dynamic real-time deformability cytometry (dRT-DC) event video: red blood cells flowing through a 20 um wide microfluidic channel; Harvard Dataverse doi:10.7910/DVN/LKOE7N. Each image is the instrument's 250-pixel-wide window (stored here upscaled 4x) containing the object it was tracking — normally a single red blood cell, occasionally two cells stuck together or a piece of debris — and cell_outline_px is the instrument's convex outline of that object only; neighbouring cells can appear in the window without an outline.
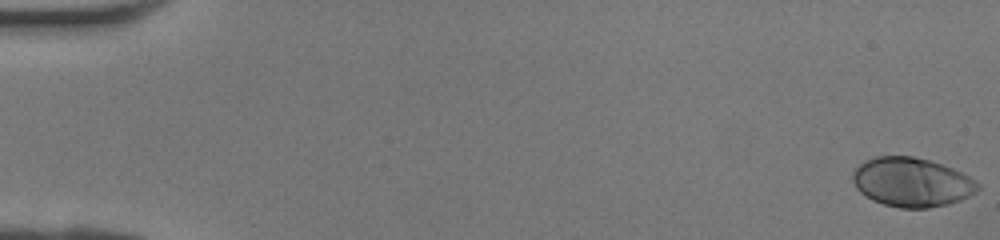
{"species": "human", "species_latin": "Homo sapiens", "temperature_condition": "room temperature", "stored_images_in_passage": 42, "camera_frame_rate_fps": 3000, "um_per_image_px": 0.085, "donor": {"sex": "female"}, "frame": {"image": 1, "passage_image": 1, "time_ms": 0.0, "image_size_px": [1000, 240], "cell_outline_px": [[980, 188], [976, 192], [960, 200], [948, 204], [928, 208], [900, 208], [884, 204], [872, 200], [860, 192], [856, 188], [852, 180], [852, 172], [864, 160], [876, 156], [912, 156], [928, 160], [952, 168], [968, 176], [980, 184]], "centroid_in_image_um": [77.47, 15.49], "position_along_channel_um": 7.5, "area_um2": 35.78}}
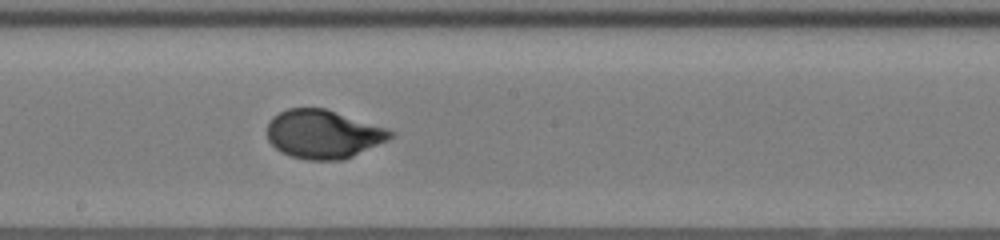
{"frame": {"image": 2, "passage_image": 24, "time_ms": 7.667, "image_size_px": [1000, 240], "cell_outline_px": [[396, 132], [388, 140], [352, 156], [340, 160], [308, 160], [292, 156], [280, 152], [268, 140], [268, 124], [272, 116], [288, 108], [324, 108], [388, 128]], "centroid_in_image_um": [27.48, 11.4], "position_along_channel_um": 220.7, "area_um2": 34.74}}
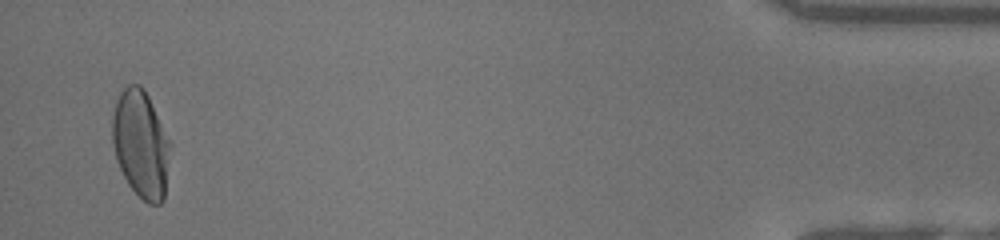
{"frame": {"image": 3, "passage_image": 41, "time_ms": 13.333, "image_size_px": [1000, 240], "cell_outline_px": [[168, 148], [164, 200], [160, 204], [148, 204], [128, 184], [116, 160], [112, 144], [112, 116], [116, 100], [120, 92], [128, 84], [140, 84], [144, 88], [148, 96], [168, 140]], "centroid_in_image_um": [11.91, 12.23], "position_along_channel_um": 423.3, "area_um2": 35.43}}